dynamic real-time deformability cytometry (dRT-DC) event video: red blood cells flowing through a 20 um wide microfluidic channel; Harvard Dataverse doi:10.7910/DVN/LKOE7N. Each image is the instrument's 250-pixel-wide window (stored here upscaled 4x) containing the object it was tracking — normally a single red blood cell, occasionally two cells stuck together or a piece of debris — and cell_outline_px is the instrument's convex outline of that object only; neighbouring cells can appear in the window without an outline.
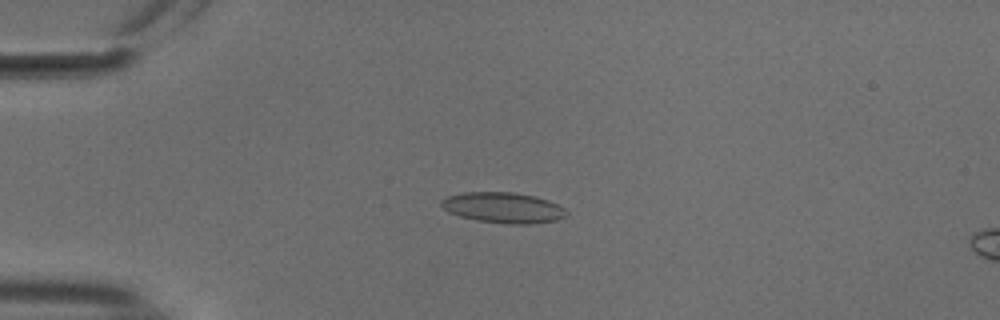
{"species": "common noctule bat (a hibernating species)", "species_latin": "Nyctalus noctula", "temperature_condition": "cold", "stored_images_in_passage": 53, "camera_frame_rate_fps": 3000, "um_per_image_px": 0.085, "animal": {"sex": "male", "body_mass_g": 18.8}, "frame": {"image": 1, "passage_image": 13, "time_ms": 4.0, "image_size_px": [1000, 320], "cell_outline_px": [[568, 212], [564, 216], [556, 220], [532, 224], [504, 224], [476, 220], [460, 216], [448, 212], [440, 204], [440, 200], [448, 196], [464, 192], [512, 192], [536, 196], [548, 200], [564, 208]], "centroid_in_image_um": [42.76, 17.65], "position_along_channel_um": 42.2, "area_um2": 22.37}}
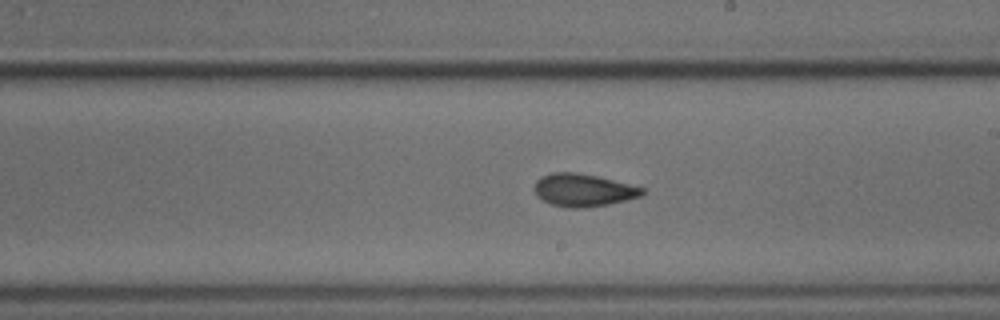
{"frame": {"image": 2, "passage_image": 31, "time_ms": 10.0, "image_size_px": [1000, 320], "cell_outline_px": [[644, 192], [640, 196], [608, 204], [580, 208], [568, 208], [552, 204], [536, 196], [536, 180], [540, 176], [552, 172], [576, 172], [596, 176], [644, 188]], "centroid_in_image_um": [49.54, 16.15], "position_along_channel_um": 239.5, "area_um2": 20.17}}
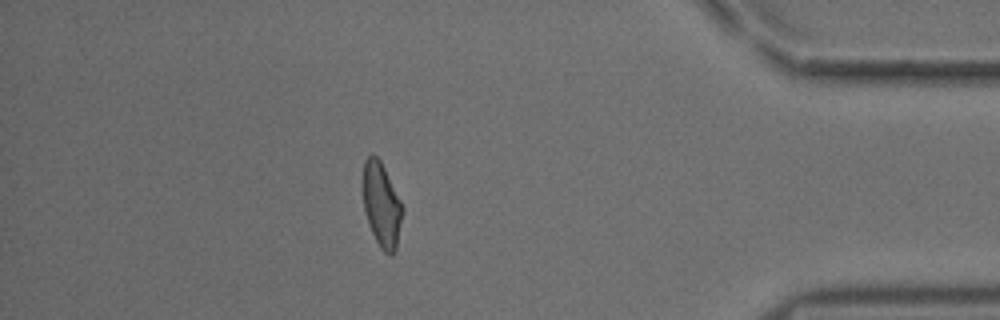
{"frame": {"image": 3, "passage_image": 47, "time_ms": 15.333, "image_size_px": [1000, 320], "cell_outline_px": [[404, 212], [396, 248], [392, 256], [388, 256], [380, 248], [368, 224], [364, 208], [360, 180], [364, 160], [372, 152], [380, 160], [404, 208]], "centroid_in_image_um": [32.4, 17.39], "position_along_channel_um": 402.8, "area_um2": 20.0}, "authors_computed_cell_mechanics": {"area_um2": 20.519, "velocity_mm_per_s": 3.7487, "shape_relaxation_time_tau1_ms": 3.5861, "shape_relaxation_time_tau2_ms": 1.9301, "deformation_change_tau1": 0.1128, "deformation_change_tau2": 0.0577}}